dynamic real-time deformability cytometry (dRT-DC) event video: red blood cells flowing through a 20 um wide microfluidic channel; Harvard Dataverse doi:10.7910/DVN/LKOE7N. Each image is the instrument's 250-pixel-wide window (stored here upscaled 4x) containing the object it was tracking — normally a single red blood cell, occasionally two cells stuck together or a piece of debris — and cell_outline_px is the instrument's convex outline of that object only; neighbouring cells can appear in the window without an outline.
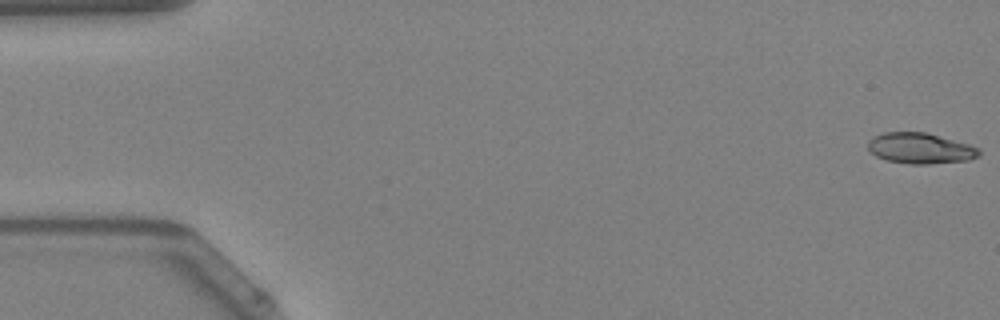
{"species": "Egyptian fruit bat (a non-hibernating species)", "species_latin": "Rousettus aegyptiacus", "temperature_condition": "warm", "stored_images_in_passage": 49, "camera_frame_rate_fps": 3000, "um_per_image_px": 0.085, "animal": {"sex": "female"}, "frame": {"image": 1, "passage_image": 1, "time_ms": 0.0, "image_size_px": [1000, 320], "cell_outline_px": [[980, 156], [968, 160], [928, 164], [912, 164], [888, 160], [876, 156], [868, 148], [868, 140], [884, 132], [924, 132], [972, 144], [980, 148]], "centroid_in_image_um": [78.28, 12.6], "position_along_channel_um": 6.7, "area_um2": 19.88}}
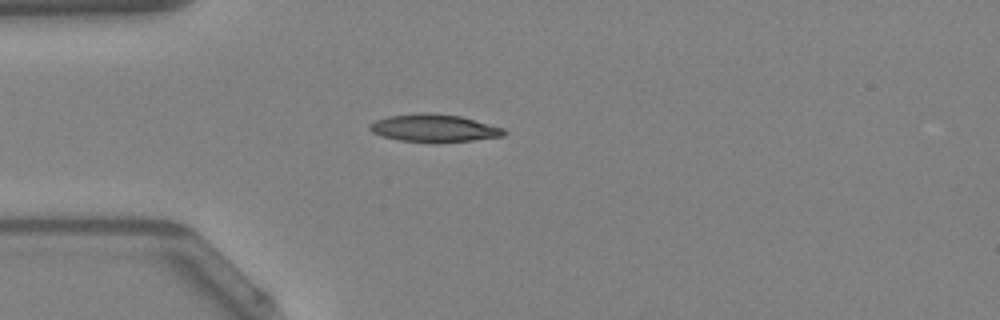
{"frame": {"image": 2, "passage_image": 14, "time_ms": 4.333, "image_size_px": [1000, 320], "cell_outline_px": [[508, 132], [504, 136], [472, 140], [436, 144], [400, 140], [380, 136], [372, 132], [368, 128], [368, 124], [376, 120], [388, 116], [420, 112], [428, 112], [460, 116], [504, 128]], "centroid_in_image_um": [36.88, 10.9], "position_along_channel_um": 48.1, "area_um2": 22.08}}
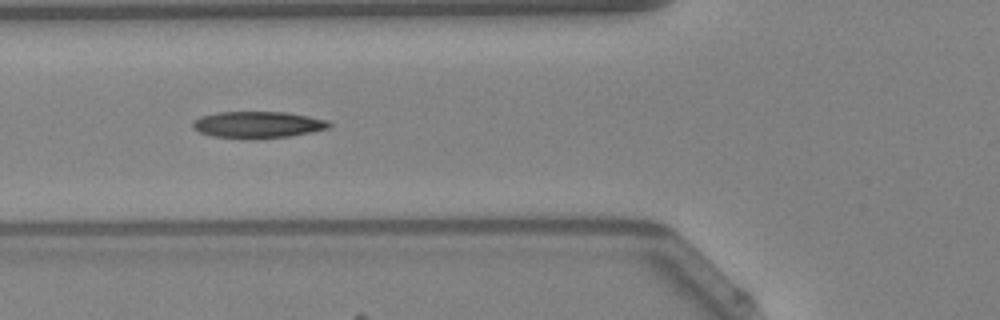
{"frame": {"image": 3, "passage_image": 19, "time_ms": 6.0, "image_size_px": [1000, 320], "cell_outline_px": [[332, 124], [328, 128], [312, 132], [288, 136], [256, 140], [244, 140], [212, 136], [200, 132], [192, 128], [192, 124], [200, 116], [216, 112], [284, 112], [308, 116], [328, 120]], "centroid_in_image_um": [21.89, 10.62], "position_along_channel_um": 103.9, "area_um2": 21.5}, "authors_computed_cell_mechanics": {"area_um2": 20.519, "velocity_mm_per_s": 4.1946, "shape_relaxation_time_tau1_ms": null, "shape_relaxation_time_tau2_ms": 5.2416, "deformation_change_tau1": null, "deformation_change_tau2": 0.1498}}